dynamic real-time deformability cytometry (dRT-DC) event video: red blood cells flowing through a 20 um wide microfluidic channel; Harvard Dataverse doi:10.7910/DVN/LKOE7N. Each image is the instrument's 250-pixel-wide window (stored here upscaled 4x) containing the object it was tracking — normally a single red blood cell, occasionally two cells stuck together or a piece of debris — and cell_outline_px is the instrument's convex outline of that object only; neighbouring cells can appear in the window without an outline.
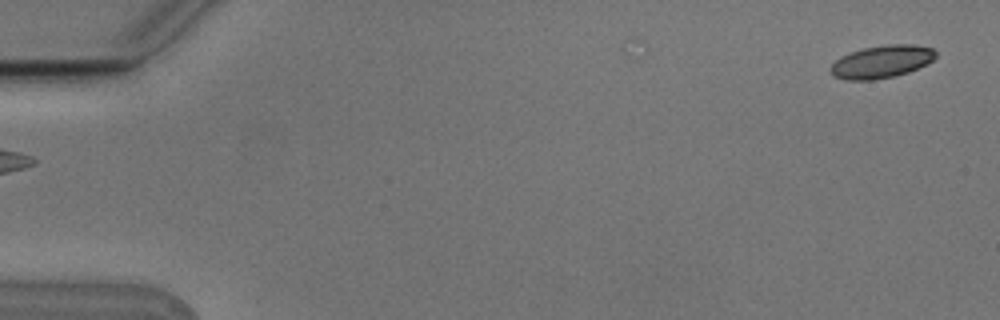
{"species": "Egyptian fruit bat (a non-hibernating species)", "species_latin": "Rousettus aegyptiacus", "temperature_condition": "cold", "stored_images_in_passage": 2, "segment_of_instrument_passage": [2, 2], "camera_frame_rate_fps": 3000, "um_per_image_px": 0.085, "animal": {"sex": "male"}, "frame": {"image": 1, "passage_image": 2, "time_ms": 0.333, "image_size_px": [1000, 320], "cell_outline_px": [[936, 56], [928, 64], [908, 72], [896, 76], [872, 80], [844, 80], [836, 76], [828, 68], [836, 60], [852, 52], [864, 48], [888, 44], [912, 44], [932, 48], [936, 52]], "centroid_in_image_um": [74.97, 5.25], "position_along_channel_um": 10.0, "area_um2": 19.88}}